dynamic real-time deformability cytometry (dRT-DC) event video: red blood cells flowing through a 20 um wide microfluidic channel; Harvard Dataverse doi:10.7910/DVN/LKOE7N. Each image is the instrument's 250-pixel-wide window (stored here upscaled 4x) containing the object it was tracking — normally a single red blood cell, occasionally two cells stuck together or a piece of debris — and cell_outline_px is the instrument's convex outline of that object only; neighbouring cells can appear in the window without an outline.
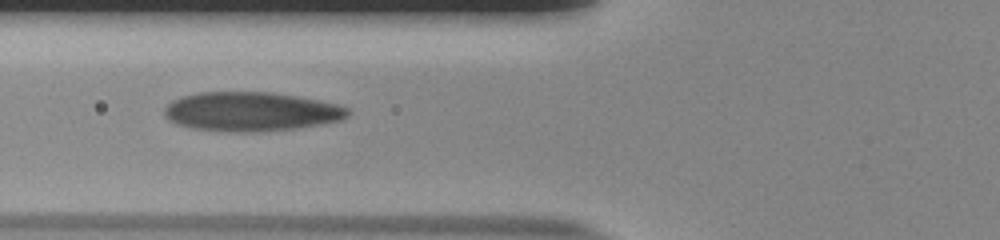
{"species": "human", "species_latin": "Homo sapiens", "temperature_condition": "room temperature", "stored_images_in_passage": 38, "camera_frame_rate_fps": 3000, "um_per_image_px": 0.085, "donor": {"sex": "male"}, "frame": {"image": 1, "passage_image": 6, "time_ms": 1.667, "image_size_px": [1000, 240], "cell_outline_px": [[352, 112], [348, 116], [340, 120], [324, 124], [296, 128], [260, 132], [228, 132], [192, 128], [176, 124], [168, 120], [164, 116], [164, 108], [172, 100], [184, 96], [200, 92], [268, 92], [296, 96], [320, 100], [336, 104], [348, 108]], "centroid_in_image_um": [21.34, 9.49], "position_along_channel_um": 104.5, "area_um2": 42.14}}
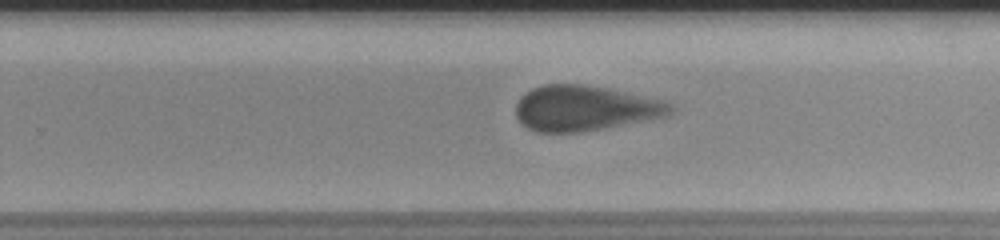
{"frame": {"image": 2, "passage_image": 20, "time_ms": 6.333, "image_size_px": [1000, 240], "cell_outline_px": [[676, 108], [668, 116], [648, 120], [604, 128], [580, 132], [536, 132], [520, 124], [516, 116], [516, 104], [520, 96], [532, 88], [544, 84], [580, 84], [608, 88], [664, 100], [672, 104]], "centroid_in_image_um": [49.72, 9.2], "position_along_channel_um": 280.1, "area_um2": 41.15}}
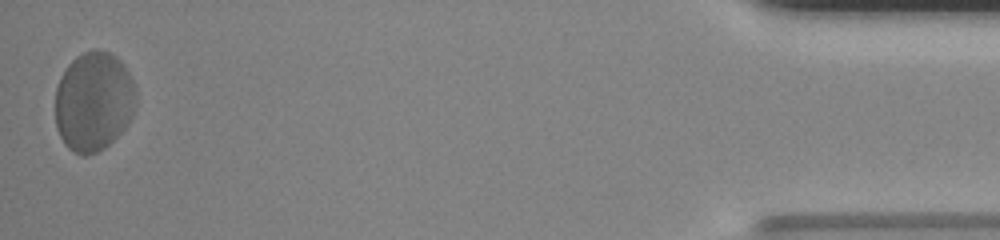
{"frame": {"image": 3, "passage_image": 38, "time_ms": 12.333, "image_size_px": [1000, 240], "cell_outline_px": [[136, 100], [132, 116], [128, 124], [104, 148], [96, 152], [84, 156], [68, 148], [64, 144], [56, 128], [56, 88], [60, 76], [68, 64], [76, 56], [92, 48], [96, 48], [108, 52], [116, 56], [124, 64], [132, 80], [136, 92]], "centroid_in_image_um": [7.95, 8.6], "position_along_channel_um": 427.2, "area_um2": 46.99}, "authors_computed_cell_mechanics": {"area_um2": 41.9628, "velocity_mm_per_s": 3.767, "shape_relaxation_time_tau1_ms": 6.0508, "shape_relaxation_time_tau2_ms": 0.9872, "deformation_change_tau1": 0.1651, "deformation_change_tau2": 0.105}}